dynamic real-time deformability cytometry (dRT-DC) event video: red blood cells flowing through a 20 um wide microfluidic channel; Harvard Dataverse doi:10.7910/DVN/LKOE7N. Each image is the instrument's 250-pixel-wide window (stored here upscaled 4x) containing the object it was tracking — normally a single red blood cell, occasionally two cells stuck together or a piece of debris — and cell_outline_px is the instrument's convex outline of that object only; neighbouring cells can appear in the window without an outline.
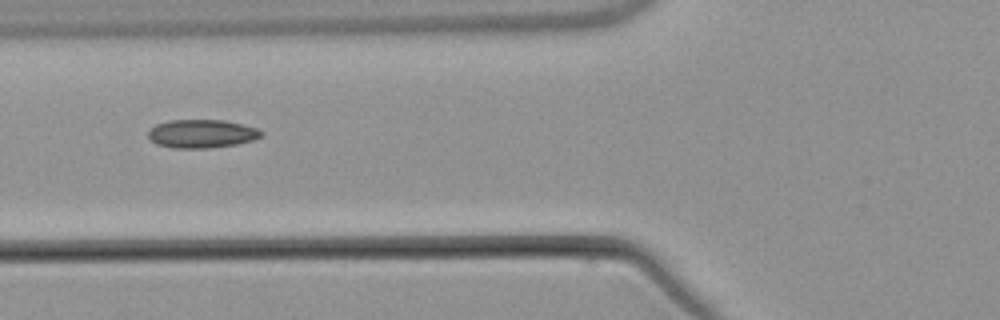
{"species": "common noctule bat (a hibernating species)", "species_latin": "Nyctalus noctula", "temperature_condition": "warm", "stored_images_in_passage": 9, "camera_frame_rate_fps": 3000, "um_per_image_px": 0.085, "animal": {"sex": "male", "body_mass_g": 21.5, "forearm_length_mm": 52.0}, "frame": {"image": 1, "passage_image": 7, "time_ms": 8.333, "image_size_px": [1000, 320], "cell_outline_px": [[264, 132], [260, 136], [252, 140], [236, 144], [208, 148], [176, 148], [156, 144], [148, 136], [148, 132], [156, 124], [168, 120], [224, 120], [244, 124], [256, 128]], "centroid_in_image_um": [17.15, 11.36], "position_along_channel_um": 108.7, "area_um2": 18.61}}
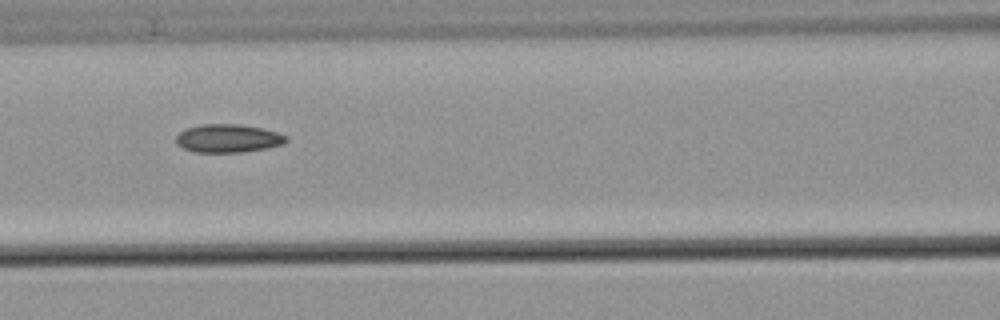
{"frame": {"image": 2, "passage_image": 8, "time_ms": 9.333, "image_size_px": [1000, 320], "cell_outline_px": [[288, 140], [284, 144], [264, 148], [240, 152], [192, 152], [176, 144], [176, 136], [184, 128], [200, 124], [240, 124], [260, 128], [276, 132], [288, 136]], "centroid_in_image_um": [19.35, 11.75], "position_along_channel_um": 147.3, "area_um2": 18.15}}